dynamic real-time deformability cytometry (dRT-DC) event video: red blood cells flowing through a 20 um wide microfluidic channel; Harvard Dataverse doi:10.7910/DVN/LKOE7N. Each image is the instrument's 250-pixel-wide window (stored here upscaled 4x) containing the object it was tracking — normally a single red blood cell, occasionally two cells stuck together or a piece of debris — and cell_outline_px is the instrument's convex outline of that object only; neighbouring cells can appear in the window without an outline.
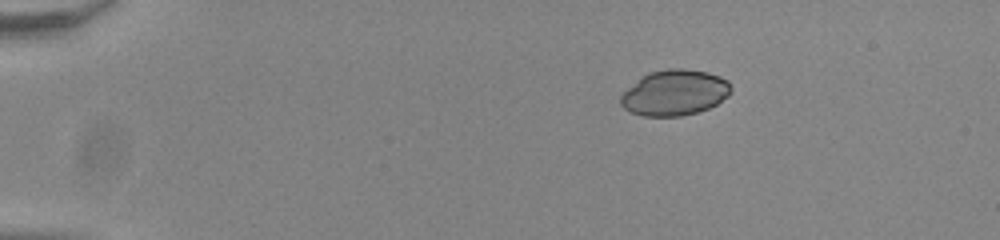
{"species": "common noctule bat (a hibernating species)", "species_latin": "Nyctalus noctula", "temperature_condition": "room temperature", "stored_images_in_passage": 46, "camera_frame_rate_fps": 3000, "um_per_image_px": 0.085, "animal": {"sex": "male", "body_mass_g": 20.0, "forearm_length_mm": 53.3}, "frame": {"image": 1, "passage_image": 1, "time_ms": 0.0, "image_size_px": [1000, 240], "cell_outline_px": [[728, 96], [716, 104], [708, 108], [696, 112], [680, 116], [644, 116], [632, 112], [624, 108], [620, 104], [620, 96], [628, 88], [644, 76], [652, 72], [680, 68], [704, 72], [716, 76], [724, 80], [728, 84]], "centroid_in_image_um": [57.3, 7.91], "position_along_channel_um": 27.7, "area_um2": 28.32}}